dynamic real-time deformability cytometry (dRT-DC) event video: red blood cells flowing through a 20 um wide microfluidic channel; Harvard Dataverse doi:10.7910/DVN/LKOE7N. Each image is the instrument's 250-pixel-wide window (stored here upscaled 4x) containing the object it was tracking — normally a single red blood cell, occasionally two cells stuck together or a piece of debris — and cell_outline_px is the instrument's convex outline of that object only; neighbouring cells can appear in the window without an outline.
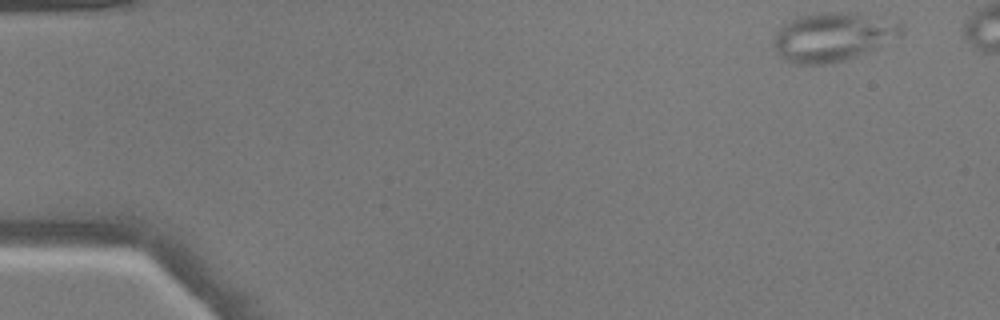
{"species": "common noctule bat (a hibernating species)", "species_latin": "Nyctalus noctula", "temperature_condition": "warm", "stored_images_in_passage": 9, "camera_frame_rate_fps": 3000, "um_per_image_px": 0.085, "animal": {"sex": "male", "body_mass_g": 17.9}, "frame": {"image": 1, "passage_image": 1, "time_ms": 0.0, "image_size_px": [1000, 320], "cell_outline_px": [[904, 32], [900, 36], [856, 56], [844, 60], [824, 64], [792, 64], [784, 60], [776, 52], [772, 44], [772, 40], [776, 32], [784, 24], [796, 16], [820, 12], [844, 12], [900, 20], [904, 24]], "centroid_in_image_um": [70.77, 3.12], "position_along_channel_um": 14.2, "area_um2": 36.59}}